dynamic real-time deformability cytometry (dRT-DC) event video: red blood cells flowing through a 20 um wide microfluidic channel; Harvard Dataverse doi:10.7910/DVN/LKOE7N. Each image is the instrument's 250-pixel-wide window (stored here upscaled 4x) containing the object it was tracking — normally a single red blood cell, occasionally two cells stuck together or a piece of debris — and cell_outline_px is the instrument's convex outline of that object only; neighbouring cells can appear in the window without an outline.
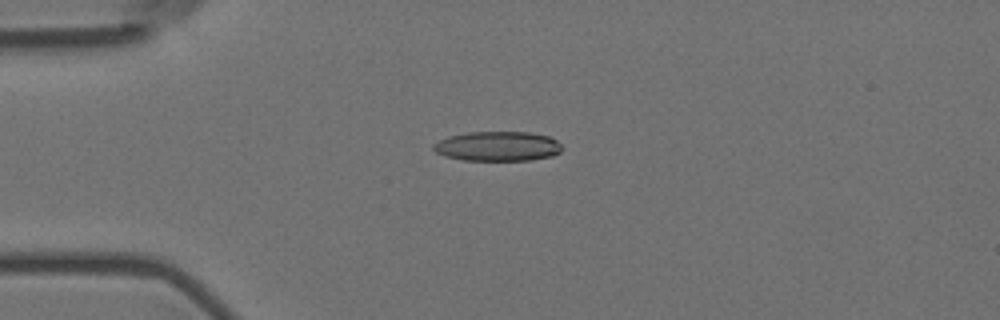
{"species": "Egyptian fruit bat (a non-hibernating species)", "species_latin": "Rousettus aegyptiacus", "temperature_condition": "room temperature", "stored_images_in_passage": 4, "camera_frame_rate_fps": 3000, "um_per_image_px": 0.085, "animal": {"sex": "female"}, "frame": {"image": 1, "passage_image": 3, "time_ms": 0.667, "image_size_px": [1000, 320], "cell_outline_px": [[564, 148], [560, 152], [552, 156], [532, 160], [464, 160], [444, 156], [436, 152], [432, 148], [432, 144], [448, 136], [468, 132], [528, 132], [548, 136], [556, 140]], "centroid_in_image_um": [42.3, 12.43], "position_along_channel_um": 42.7, "area_um2": 22.31}}